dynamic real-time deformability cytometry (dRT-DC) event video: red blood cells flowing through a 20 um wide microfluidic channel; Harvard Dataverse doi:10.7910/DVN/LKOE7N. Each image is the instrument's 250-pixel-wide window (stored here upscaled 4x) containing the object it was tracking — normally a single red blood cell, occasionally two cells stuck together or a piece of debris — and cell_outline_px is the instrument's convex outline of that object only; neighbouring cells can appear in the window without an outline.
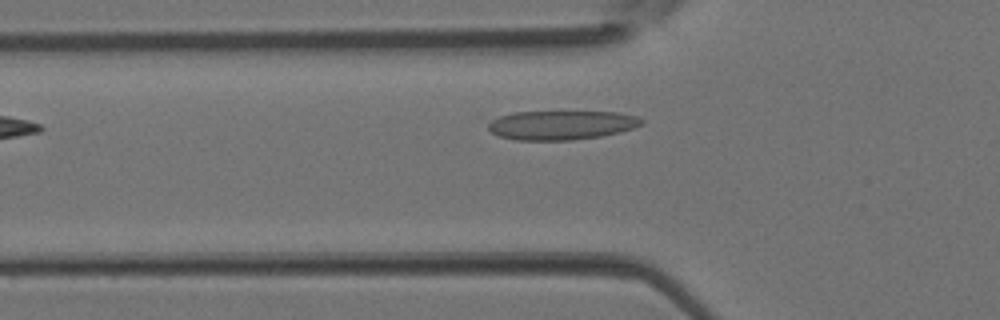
{"species": "Egyptian fruit bat (a non-hibernating species)", "species_latin": "Rousettus aegyptiacus", "temperature_condition": "room temperature", "stored_images_in_passage": 3, "camera_frame_rate_fps": 3000, "um_per_image_px": 0.085, "animal": {"sex": "female"}, "frame": {"image": 1, "passage_image": 3, "time_ms": 0.667, "image_size_px": [1000, 320], "cell_outline_px": [[644, 120], [640, 124], [632, 128], [620, 132], [600, 136], [572, 140], [516, 140], [500, 136], [492, 132], [488, 128], [488, 124], [492, 120], [500, 116], [516, 112], [620, 112], [636, 116]], "centroid_in_image_um": [47.72, 10.63], "position_along_channel_um": 78.1, "area_um2": 25.78}}